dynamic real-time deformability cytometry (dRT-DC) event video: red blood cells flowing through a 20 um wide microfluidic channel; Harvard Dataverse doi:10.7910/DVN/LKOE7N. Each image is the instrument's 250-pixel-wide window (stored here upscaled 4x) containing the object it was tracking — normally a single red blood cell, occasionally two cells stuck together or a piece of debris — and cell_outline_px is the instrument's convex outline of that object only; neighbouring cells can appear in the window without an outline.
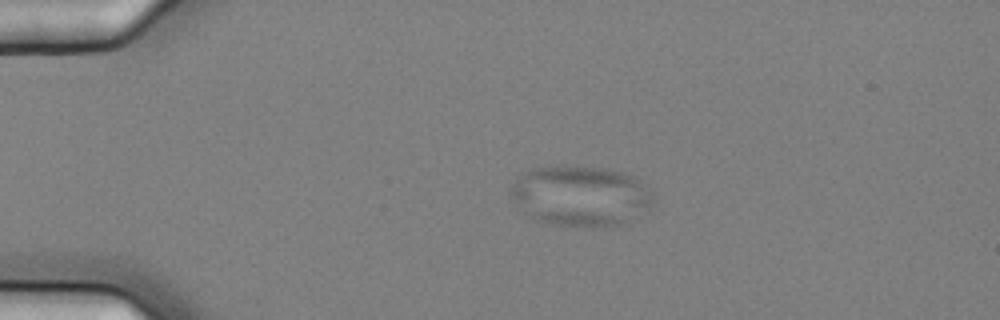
{"species": "common noctule bat (a hibernating species)", "species_latin": "Nyctalus noctula", "temperature_condition": "cold", "stored_images_in_passage": 7, "camera_frame_rate_fps": 3000, "um_per_image_px": 0.085, "animal": {"sex": "female", "body_mass_g": 25.1}, "frame": {"image": 1, "passage_image": 5, "time_ms": 1.333, "image_size_px": [1000, 320], "cell_outline_px": [[656, 200], [648, 208], [620, 224], [608, 228], [552, 224], [536, 220], [528, 216], [516, 208], [508, 196], [508, 192], [516, 180], [528, 168], [548, 164], [576, 164], [608, 168], [632, 176], [652, 192]], "centroid_in_image_um": [49.25, 16.61], "position_along_channel_um": 35.7, "area_um2": 51.38}}
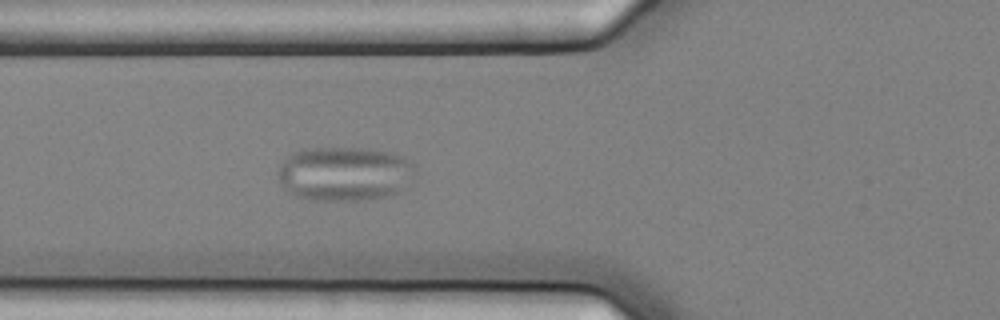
{"frame": {"image": 2, "passage_image": 7, "time_ms": 2.0, "image_size_px": [1000, 320], "cell_outline_px": [[416, 172], [400, 192], [384, 196], [360, 200], [312, 200], [296, 196], [284, 188], [276, 180], [276, 172], [280, 164], [292, 152], [300, 148], [360, 148], [388, 152], [400, 156], [416, 164]], "centroid_in_image_um": [29.23, 14.76], "position_along_channel_um": 96.6, "area_um2": 43.75}}